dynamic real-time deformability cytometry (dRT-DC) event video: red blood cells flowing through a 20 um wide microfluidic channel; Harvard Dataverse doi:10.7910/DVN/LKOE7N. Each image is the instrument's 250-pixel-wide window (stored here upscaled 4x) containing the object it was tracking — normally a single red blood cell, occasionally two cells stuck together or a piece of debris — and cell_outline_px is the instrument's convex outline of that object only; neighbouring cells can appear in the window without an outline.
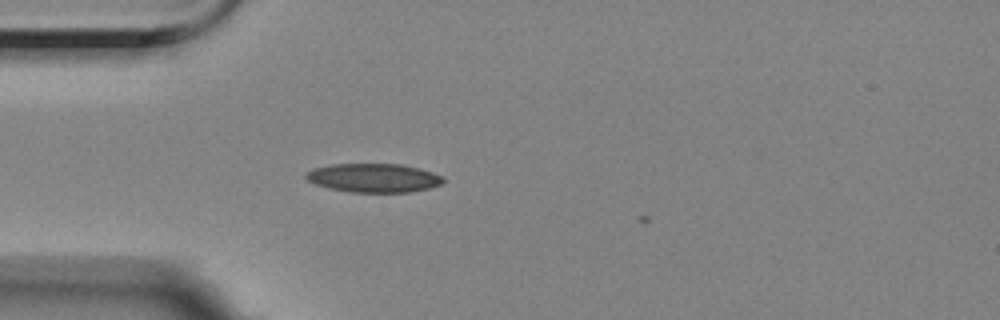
{"species": "Egyptian fruit bat (a non-hibernating species)", "species_latin": "Rousettus aegyptiacus", "temperature_condition": "room temperature", "stored_images_in_passage": 4, "camera_frame_rate_fps": 3000, "um_per_image_px": 0.085, "animal": {"sex": "female"}, "frame": {"image": 1, "passage_image": 3, "time_ms": 0.667, "image_size_px": [1000, 320], "cell_outline_px": [[444, 180], [440, 184], [428, 188], [408, 192], [348, 192], [328, 188], [316, 184], [308, 180], [304, 176], [308, 172], [316, 168], [332, 164], [400, 164], [432, 172], [444, 176]], "centroid_in_image_um": [31.76, 15.12], "position_along_channel_um": 53.2, "area_um2": 22.77}}